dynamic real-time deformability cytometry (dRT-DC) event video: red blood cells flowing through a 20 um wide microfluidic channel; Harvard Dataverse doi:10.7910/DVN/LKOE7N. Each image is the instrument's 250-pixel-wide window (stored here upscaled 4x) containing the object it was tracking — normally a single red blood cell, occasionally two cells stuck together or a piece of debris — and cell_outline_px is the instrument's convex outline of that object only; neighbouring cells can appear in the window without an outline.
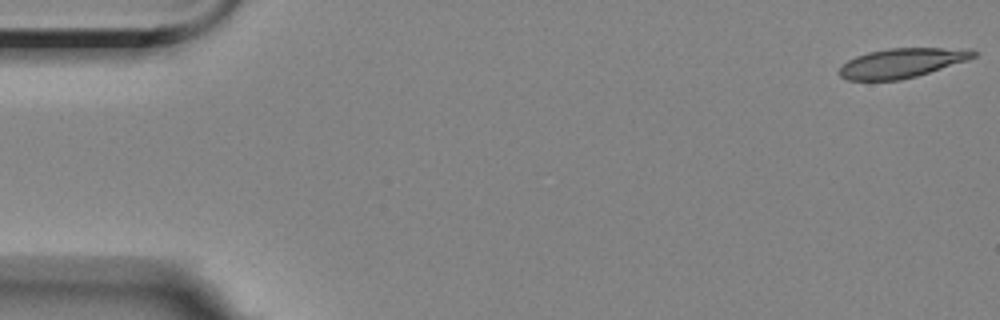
{"species": "Egyptian fruit bat (a non-hibernating species)", "species_latin": "Rousettus aegyptiacus", "temperature_condition": "room temperature", "stored_images_in_passage": 7, "camera_frame_rate_fps": 3000, "um_per_image_px": 0.085, "animal": {"sex": "female"}, "frame": {"image": 1, "passage_image": 1, "time_ms": 0.0, "image_size_px": [1000, 320], "cell_outline_px": [[980, 52], [976, 56], [968, 60], [916, 76], [900, 80], [848, 80], [840, 76], [836, 72], [848, 60], [856, 56], [868, 52], [888, 48], [972, 48]], "centroid_in_image_um": [76.7, 5.34], "position_along_channel_um": 8.3, "area_um2": 23.18}}
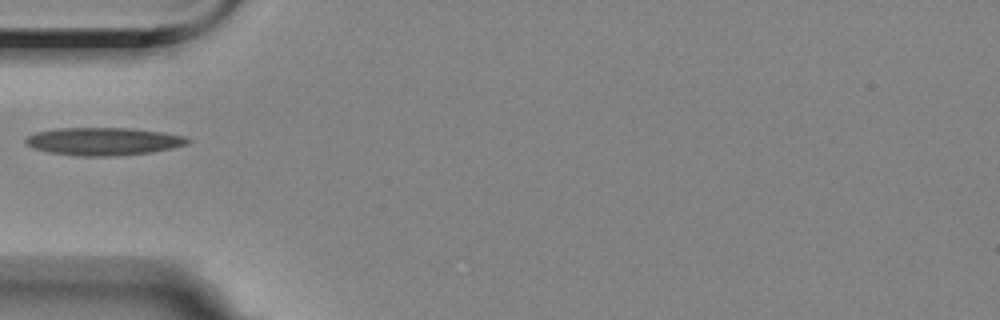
{"frame": {"image": 2, "passage_image": 6, "time_ms": 5.667, "image_size_px": [1000, 320], "cell_outline_px": [[192, 140], [188, 144], [172, 148], [152, 152], [116, 156], [76, 156], [48, 152], [32, 148], [24, 140], [28, 136], [36, 132], [56, 128], [132, 128], [164, 132], [184, 136]], "centroid_in_image_um": [8.81, 12.02], "position_along_channel_um": 76.2, "area_um2": 26.41}}
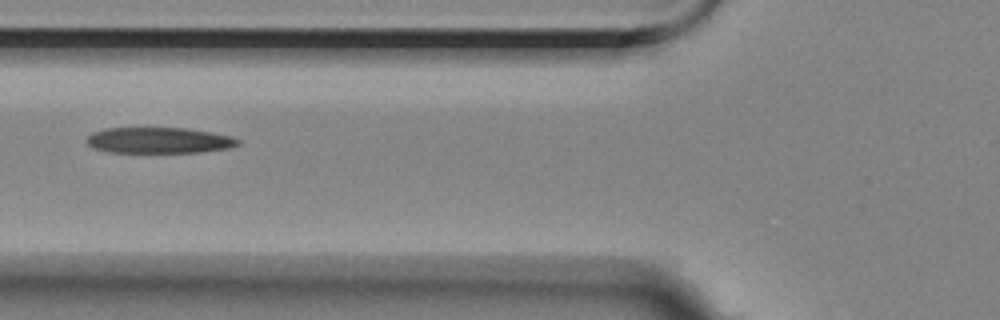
{"frame": {"image": 3, "passage_image": 7, "time_ms": 6.667, "image_size_px": [1000, 320], "cell_outline_px": [[240, 144], [228, 148], [200, 152], [108, 152], [92, 148], [84, 140], [92, 132], [104, 128], [184, 128], [212, 132], [232, 136], [240, 140]], "centroid_in_image_um": [13.48, 11.92], "position_along_channel_um": 112.3, "area_um2": 22.95}}